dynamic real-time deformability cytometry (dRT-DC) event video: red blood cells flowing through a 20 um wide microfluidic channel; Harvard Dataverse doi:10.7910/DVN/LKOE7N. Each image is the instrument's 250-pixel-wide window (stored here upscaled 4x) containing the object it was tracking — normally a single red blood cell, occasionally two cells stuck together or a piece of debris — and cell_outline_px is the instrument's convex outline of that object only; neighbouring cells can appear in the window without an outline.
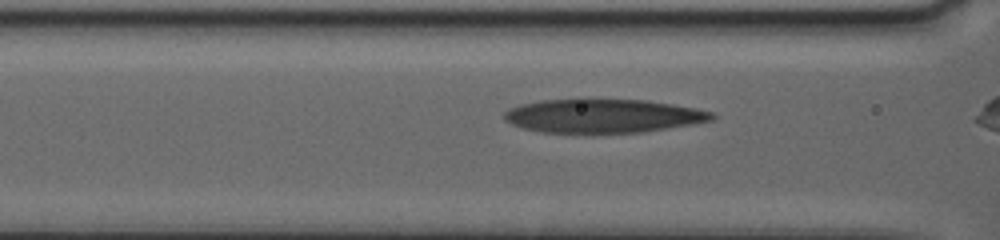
{"species": "human", "species_latin": "Homo sapiens", "temperature_condition": "warm", "stored_images_in_passage": 13, "camera_frame_rate_fps": 3000, "um_per_image_px": 0.085, "donor": {"sex": "female"}, "frame": {"image": 1, "passage_image": 4, "time_ms": 0.333, "image_size_px": [1000, 240], "cell_outline_px": [[716, 116], [712, 120], [696, 124], [640, 132], [544, 132], [524, 128], [512, 124], [504, 120], [504, 112], [508, 108], [520, 104], [540, 100], [580, 96], [584, 96], [648, 100], [696, 108], [712, 112]], "centroid_in_image_um": [51.23, 9.79], "position_along_channel_um": 115.4, "area_um2": 42.02}}
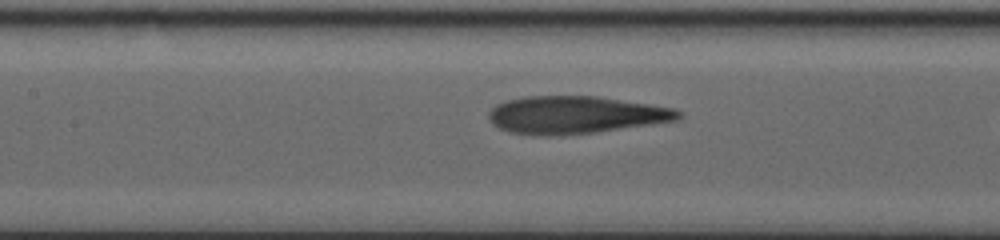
{"frame": {"image": 2, "passage_image": 12, "time_ms": 1.667, "image_size_px": [1000, 240], "cell_outline_px": [[680, 116], [676, 120], [652, 124], [592, 132], [552, 136], [508, 132], [492, 124], [488, 116], [488, 112], [496, 104], [508, 100], [524, 96], [596, 96], [648, 104], [672, 108], [680, 112]], "centroid_in_image_um": [48.84, 9.76], "position_along_channel_um": 158.6, "area_um2": 40.98}}